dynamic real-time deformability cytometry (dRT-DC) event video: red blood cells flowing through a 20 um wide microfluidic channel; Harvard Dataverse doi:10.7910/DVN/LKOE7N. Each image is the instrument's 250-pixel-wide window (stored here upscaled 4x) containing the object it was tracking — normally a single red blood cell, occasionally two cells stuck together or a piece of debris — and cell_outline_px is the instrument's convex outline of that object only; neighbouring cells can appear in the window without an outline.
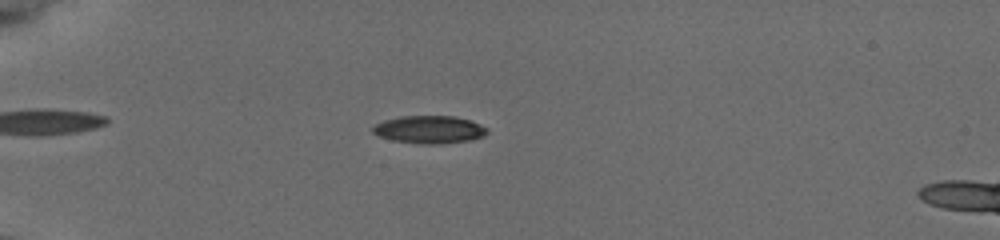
{"species": "common noctule bat (a hibernating species)", "species_latin": "Nyctalus noctula", "temperature_condition": "cold", "stored_images_in_passage": 56, "camera_frame_rate_fps": 3000, "um_per_image_px": 0.085, "animal": {"sex": "female", "body_mass_g": 19.5, "forearm_length_mm": 54.1}, "frame": {"image": 1, "passage_image": 17, "time_ms": 5.333, "image_size_px": [1000, 240], "cell_outline_px": [[488, 132], [484, 136], [468, 140], [440, 144], [428, 144], [392, 140], [376, 136], [372, 132], [372, 128], [376, 124], [384, 120], [400, 116], [456, 116], [480, 124], [488, 128]], "centroid_in_image_um": [36.48, 11.01], "position_along_channel_um": 48.5, "area_um2": 18.44}}
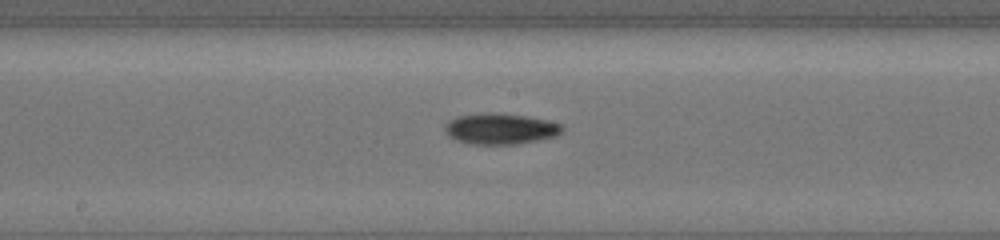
{"frame": {"image": 2, "passage_image": 32, "time_ms": 10.333, "image_size_px": [1000, 240], "cell_outline_px": [[564, 128], [556, 136], [520, 144], [472, 144], [456, 140], [448, 136], [444, 132], [444, 124], [448, 120], [456, 116], [480, 112], [496, 112], [524, 116], [548, 120], [564, 124]], "centroid_in_image_um": [42.5, 10.93], "position_along_channel_um": 205.7, "area_um2": 21.56}}
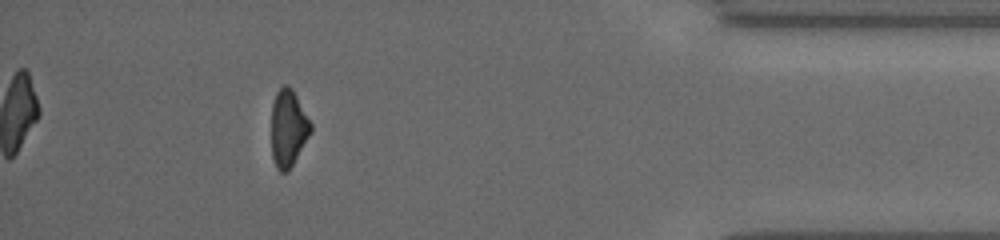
{"frame": {"image": 3, "passage_image": 51, "time_ms": 16.667, "image_size_px": [1000, 240], "cell_outline_px": [[312, 132], [288, 172], [280, 172], [276, 168], [272, 156], [272, 104], [276, 92], [284, 84], [288, 84], [292, 88], [312, 124]], "centroid_in_image_um": [24.51, 10.9], "position_along_channel_um": 410.7, "area_um2": 17.74}, "authors_computed_cell_mechanics": {"area_um2": 18.785, "velocity_mm_per_s": 3.8413, "shape_relaxation_time_tau1_ms": 4.8451, "shape_relaxation_time_tau2_ms": null, "deformation_change_tau1": 0.1326, "deformation_change_tau2": null}}